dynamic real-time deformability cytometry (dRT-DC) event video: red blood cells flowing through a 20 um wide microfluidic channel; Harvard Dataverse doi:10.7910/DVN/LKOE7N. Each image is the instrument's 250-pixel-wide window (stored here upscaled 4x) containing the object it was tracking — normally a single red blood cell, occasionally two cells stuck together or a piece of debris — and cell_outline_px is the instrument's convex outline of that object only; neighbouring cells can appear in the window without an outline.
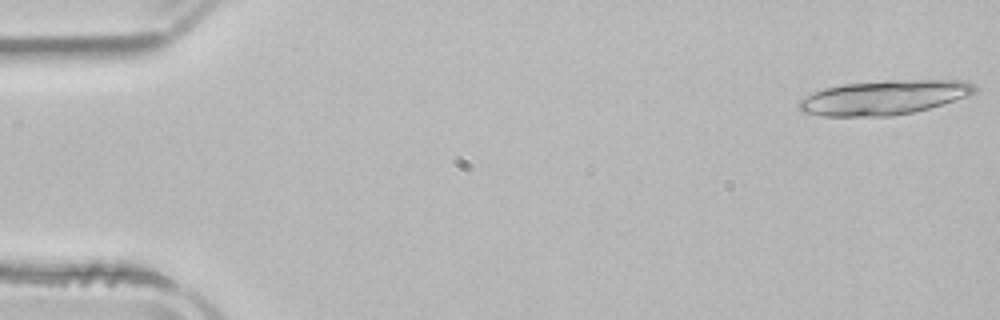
{"species": "common noctule bat (a hibernating species)", "species_latin": "Nyctalus noctula", "temperature_condition": "room temperature", "stored_images_in_passage": 4, "camera_frame_rate_fps": 3000, "um_per_image_px": 0.085, "animal": {"sex": "male", "body_mass_g": 21.5, "forearm_length_mm": 52.0}, "frame": {"image": 1, "passage_image": 1, "time_ms": 0.0, "image_size_px": [1000, 320], "cell_outline_px": [[980, 88], [976, 92], [928, 108], [912, 112], [892, 116], [820, 116], [800, 112], [796, 104], [808, 92], [824, 88], [844, 84], [884, 80], [964, 80], [976, 84]], "centroid_in_image_um": [75.06, 8.28], "position_along_channel_um": 9.9, "area_um2": 35.55}}